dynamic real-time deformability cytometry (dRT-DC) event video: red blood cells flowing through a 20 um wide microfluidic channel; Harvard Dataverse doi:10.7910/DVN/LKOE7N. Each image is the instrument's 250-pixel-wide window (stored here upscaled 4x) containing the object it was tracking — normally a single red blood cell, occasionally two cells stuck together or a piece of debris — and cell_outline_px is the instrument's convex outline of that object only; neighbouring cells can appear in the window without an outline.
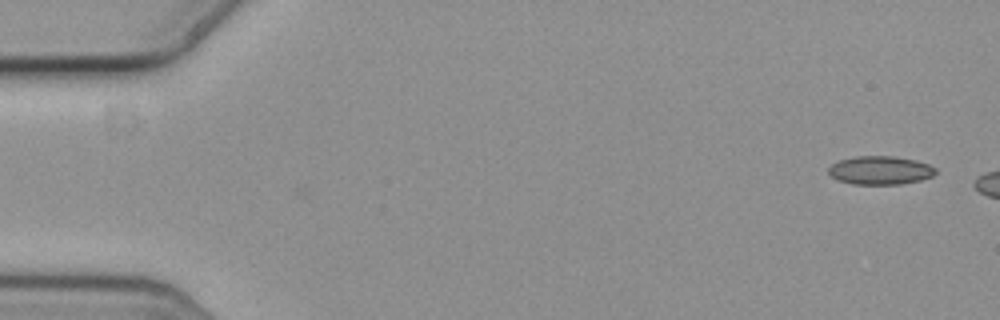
{"species": "common noctule bat (a hibernating species)", "species_latin": "Nyctalus noctula", "temperature_condition": "cold", "stored_images_in_passage": 6, "camera_frame_rate_fps": 3000, "um_per_image_px": 0.085, "animal": {"sex": "female", "body_mass_g": 19.3, "forearm_length_mm": 54.1}, "frame": {"image": 1, "passage_image": 1, "time_ms": 0.0, "image_size_px": [1000, 320], "cell_outline_px": [[936, 172], [932, 176], [920, 180], [900, 184], [852, 184], [840, 180], [832, 176], [828, 172], [828, 168], [832, 164], [840, 160], [856, 156], [892, 156], [916, 160], [928, 164], [936, 168]], "centroid_in_image_um": [74.83, 14.47], "position_along_channel_um": 10.2, "area_um2": 17.63}}